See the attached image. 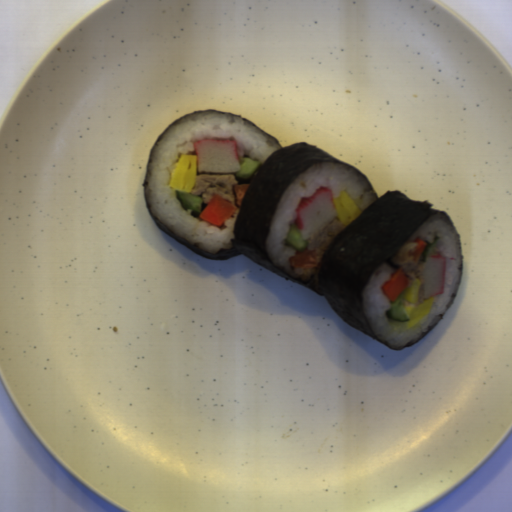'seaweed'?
<instances>
[{
    "label": "seaweed",
    "mask_w": 512,
    "mask_h": 512,
    "mask_svg": "<svg viewBox=\"0 0 512 512\" xmlns=\"http://www.w3.org/2000/svg\"><path fill=\"white\" fill-rule=\"evenodd\" d=\"M206 111L225 113L218 110H199L187 113L176 119L158 136L151 148L147 160L143 183L144 197L146 175L152 152L156 144L169 130V128L180 119ZM230 114L249 121L259 130L277 141L280 148L265 160L256 172L252 181L249 182V188L245 194L239 215L235 221L232 249L221 250L218 254H209L193 247L171 232L156 219L149 210L145 197L149 215L159 228L175 241L205 259L218 261L238 255H245L267 270L318 295H323L325 302L345 323L378 342L380 341L370 330L363 313L362 292L365 286L370 282L376 269L381 264L385 263L388 265L393 269L394 273L399 269V265L392 262V258L396 255L398 249L421 226L423 222L436 214L443 213L459 236L462 281V239L452 219L445 211L433 209L432 204L425 201L412 200L401 191L391 189L382 196H378L373 185L358 168L307 143L299 142L282 147L279 140L262 130L249 119L235 113ZM328 162L341 163L355 169L373 189L376 200L358 217L349 224H346V228L343 229L326 248V250L322 252L317 289L308 283L290 277L276 268L268 257L265 242L269 236V226L273 213L287 187L312 165ZM460 285L451 306L459 293ZM444 316L439 320V322L444 318ZM436 325L431 329V331L436 327ZM380 343L383 344L382 342ZM415 343L402 349H390L393 351H401Z\"/></svg>",
    "instance_id": "seaweed-1"
}]
</instances>
